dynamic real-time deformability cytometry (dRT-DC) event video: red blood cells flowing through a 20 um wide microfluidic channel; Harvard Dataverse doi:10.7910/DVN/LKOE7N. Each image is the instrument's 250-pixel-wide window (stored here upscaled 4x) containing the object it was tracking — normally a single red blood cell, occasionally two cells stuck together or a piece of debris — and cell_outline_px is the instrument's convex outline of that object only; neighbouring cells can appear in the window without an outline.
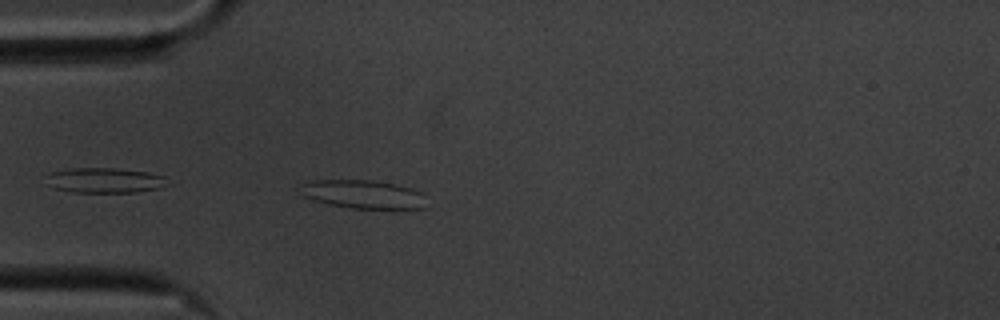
{"species": "common noctule bat (a hibernating species)", "species_latin": "Nyctalus noctula", "temperature_condition": "cold", "stored_images_in_passage": 24, "segment_of_instrument_passage": [1, 2], "camera_frame_rate_fps": 3000, "um_per_image_px": 0.085, "animal": {"sex": "male", "body_mass_g": 20.1, "forearm_length_mm": 53.5}, "frame": {"image": 1, "passage_image": 2, "time_ms": 0.333, "image_size_px": [1000, 320], "cell_outline_px": [[424, 208], [348, 208], [328, 204], [312, 200], [304, 196], [300, 192], [300, 184], [312, 180], [372, 180], [396, 184], [420, 192]], "centroid_in_image_um": [30.74, 16.5], "position_along_channel_um": 54.3, "area_um2": 20.63}}
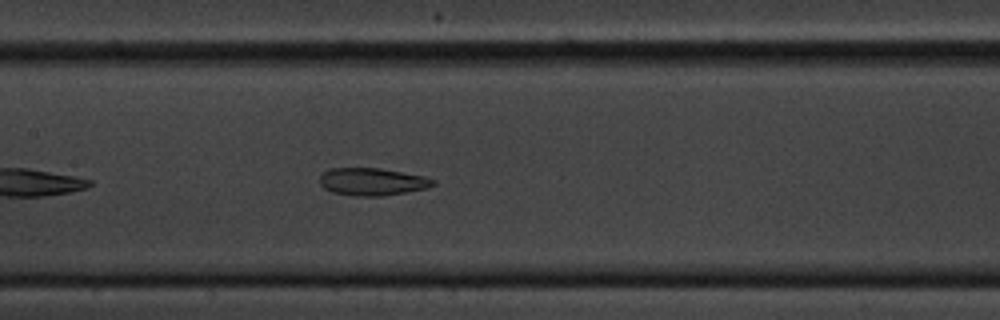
{"frame": {"image": 2, "passage_image": 13, "time_ms": 4.0, "image_size_px": [1000, 320], "cell_outline_px": [[436, 184], [428, 188], [380, 196], [352, 196], [332, 192], [324, 188], [320, 184], [320, 176], [328, 168], [380, 168], [424, 176], [436, 180]], "centroid_in_image_um": [31.64, 15.44], "position_along_channel_um": 175.8, "area_um2": 18.21}}
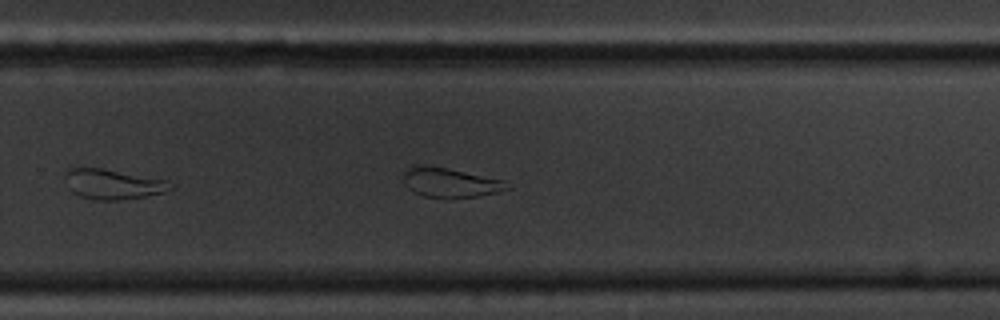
{"frame": {"image": 3, "passage_image": 23, "time_ms": 7.333, "image_size_px": [1000, 320], "cell_outline_px": [[172, 188], [164, 192], [144, 196], [116, 200], [96, 200], [80, 196], [72, 192], [68, 188], [64, 176], [68, 168], [100, 168], [168, 180], [172, 184]], "centroid_in_image_um": [9.56, 15.65], "position_along_channel_um": 320.2, "area_um2": 18.26}}